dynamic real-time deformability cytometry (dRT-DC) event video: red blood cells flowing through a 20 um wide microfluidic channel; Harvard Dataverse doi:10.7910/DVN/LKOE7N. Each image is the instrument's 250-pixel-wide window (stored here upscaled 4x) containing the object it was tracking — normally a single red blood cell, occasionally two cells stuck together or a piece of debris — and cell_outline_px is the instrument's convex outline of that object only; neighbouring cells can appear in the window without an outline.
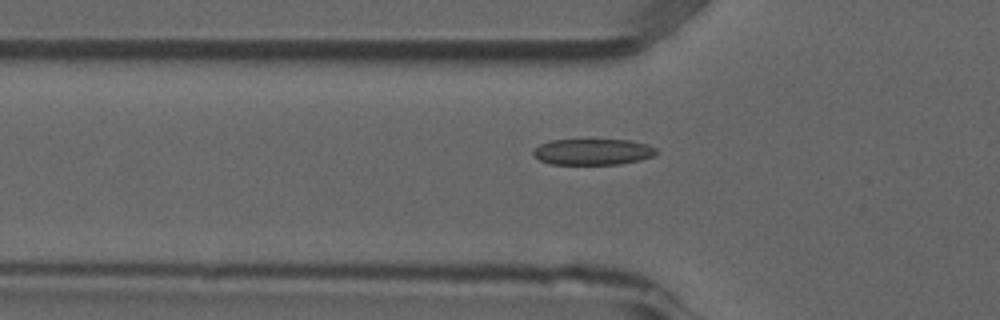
{"species": "common noctule bat (a hibernating species)", "species_latin": "Nyctalus noctula", "temperature_condition": "room temperature", "stored_images_in_passage": 23, "camera_frame_rate_fps": 3000, "um_per_image_px": 0.085, "animal": {"sex": "male", "forearm_length_mm": 52.5}, "frame": {"image": 1, "passage_image": 5, "time_ms": 1.333, "image_size_px": [1000, 320], "cell_outline_px": [[656, 156], [640, 160], [620, 164], [552, 164], [540, 160], [532, 152], [540, 144], [552, 140], [628, 140], [648, 144], [656, 148]], "centroid_in_image_um": [50.44, 12.91], "position_along_channel_um": 75.4, "area_um2": 18.61}}
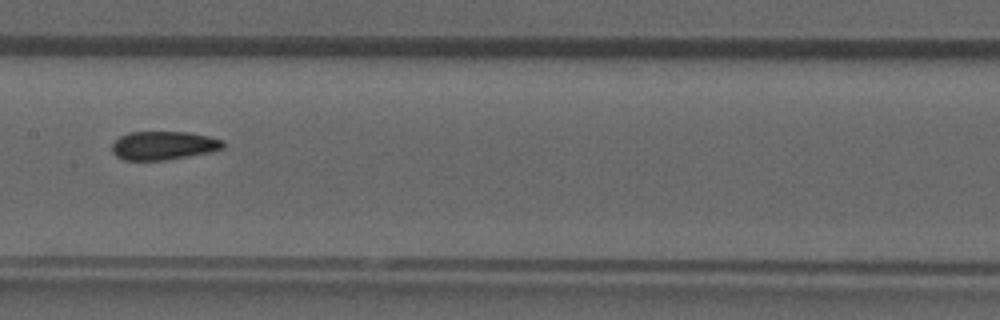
{"frame": {"image": 2, "passage_image": 14, "time_ms": 4.333, "image_size_px": [1000, 320], "cell_outline_px": [[224, 148], [208, 152], [188, 156], [164, 160], [124, 160], [116, 156], [112, 152], [112, 144], [120, 136], [128, 132], [188, 132], [208, 136], [224, 140]], "centroid_in_image_um": [13.88, 12.36], "position_along_channel_um": 193.5, "area_um2": 18.44}}
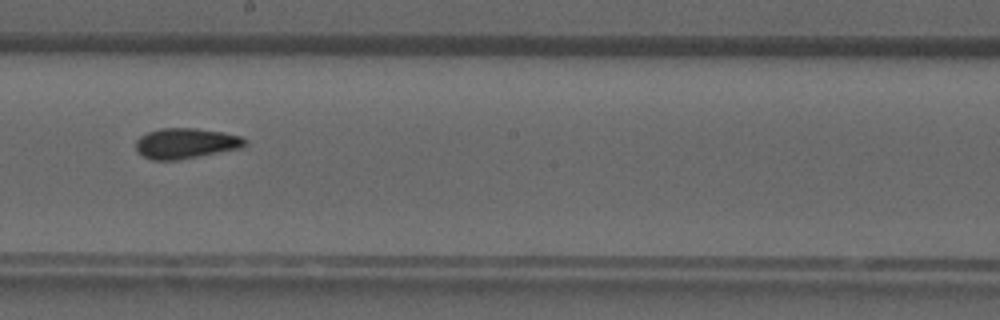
{"frame": {"image": 3, "passage_image": 17, "time_ms": 5.333, "image_size_px": [1000, 320], "cell_outline_px": [[248, 140], [240, 148], [176, 160], [152, 160], [144, 156], [136, 148], [136, 140], [140, 136], [148, 132], [160, 128], [196, 128], [224, 132], [240, 136]], "centroid_in_image_um": [15.78, 12.17], "position_along_channel_um": 232.4, "area_um2": 19.13}}